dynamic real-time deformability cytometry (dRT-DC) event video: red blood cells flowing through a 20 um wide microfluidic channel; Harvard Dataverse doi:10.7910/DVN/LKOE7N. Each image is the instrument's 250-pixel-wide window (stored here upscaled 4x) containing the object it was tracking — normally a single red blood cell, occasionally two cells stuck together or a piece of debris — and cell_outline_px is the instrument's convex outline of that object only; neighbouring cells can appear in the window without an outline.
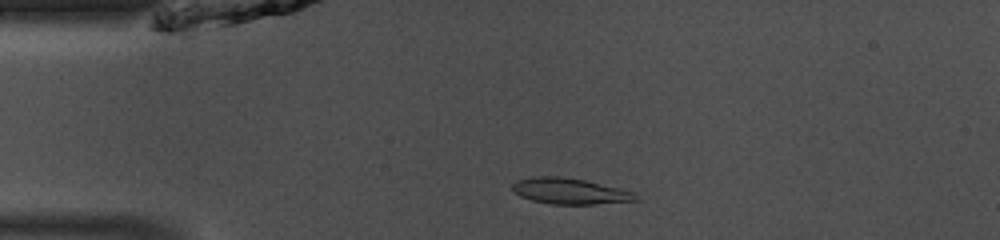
{"species": "common noctule bat (a hibernating species)", "species_latin": "Nyctalus noctula", "temperature_condition": "room temperature", "stored_images_in_passage": 46, "camera_frame_rate_fps": 3000, "um_per_image_px": 0.085, "animal": {"sex": "male", "body_mass_g": 13.0, "forearm_length_mm": 53.1}, "frame": {"image": 1, "passage_image": 8, "time_ms": 2.333, "image_size_px": [1000, 240], "cell_outline_px": [[640, 200], [596, 204], [552, 204], [532, 200], [520, 196], [512, 192], [512, 184], [516, 180], [532, 176], [560, 176], [584, 180], [620, 188], [636, 192]], "centroid_in_image_um": [48.43, 16.24], "position_along_channel_um": 36.6, "area_um2": 18.84}}
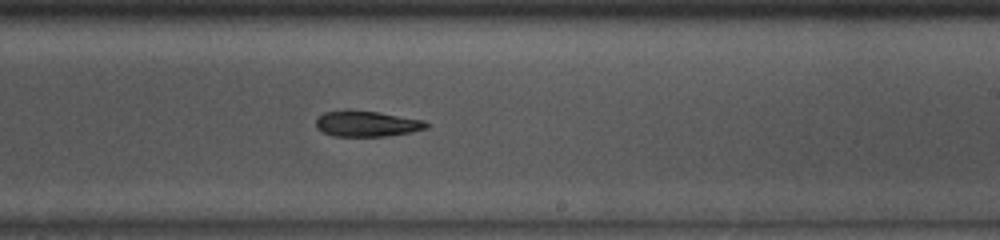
{"frame": {"image": 2, "passage_image": 26, "time_ms": 8.333, "image_size_px": [1000, 240], "cell_outline_px": [[428, 128], [388, 136], [332, 136], [316, 128], [316, 120], [324, 112], [344, 108], [380, 112], [424, 120], [428, 124]], "centroid_in_image_um": [31.14, 10.49], "position_along_channel_um": 257.9, "area_um2": 16.82}}
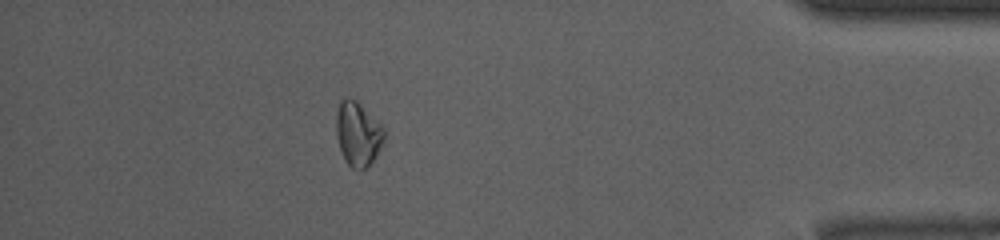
{"frame": {"image": 3, "passage_image": 40, "time_ms": 13.0, "image_size_px": [1000, 240], "cell_outline_px": [[384, 140], [376, 156], [364, 168], [352, 168], [348, 164], [340, 148], [336, 136], [336, 112], [340, 100], [344, 96], [348, 96], [356, 100], [384, 128]], "centroid_in_image_um": [30.4, 11.32], "position_along_channel_um": 404.8, "area_um2": 17.69}}